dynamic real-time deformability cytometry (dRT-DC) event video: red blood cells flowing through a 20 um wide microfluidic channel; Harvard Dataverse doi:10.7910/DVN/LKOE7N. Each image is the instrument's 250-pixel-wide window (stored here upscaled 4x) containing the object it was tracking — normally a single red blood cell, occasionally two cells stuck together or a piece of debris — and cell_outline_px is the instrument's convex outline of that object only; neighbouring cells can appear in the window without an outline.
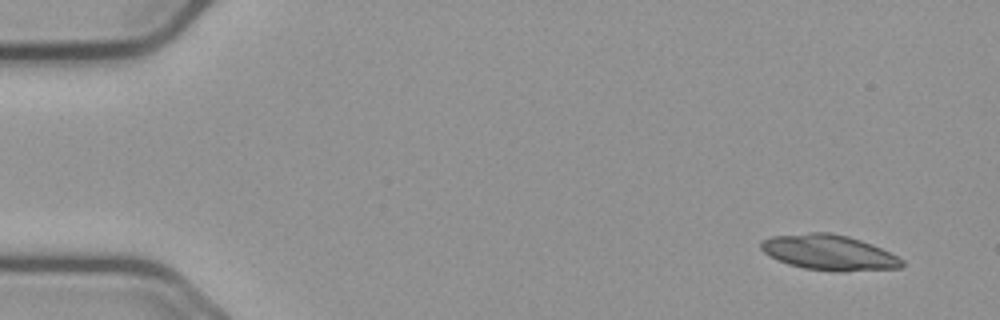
{"species": "common noctule bat (a hibernating species)", "species_latin": "Nyctalus noctula", "temperature_condition": "cold", "stored_images_in_passage": 18, "camera_frame_rate_fps": 3000, "um_per_image_px": 0.085, "animal": {"sex": "male", "body_mass_g": 23.1, "forearm_length_mm": 52.7}, "frame": {"image": 1, "passage_image": 1, "time_ms": 0.0, "image_size_px": [1000, 320], "cell_outline_px": [[904, 264], [900, 268], [844, 272], [832, 272], [804, 268], [788, 264], [764, 252], [760, 248], [760, 244], [764, 240], [772, 236], [812, 232], [828, 232], [848, 236], [872, 244], [904, 260]], "centroid_in_image_um": [70.49, 21.47], "position_along_channel_um": 14.5, "area_um2": 28.96}}